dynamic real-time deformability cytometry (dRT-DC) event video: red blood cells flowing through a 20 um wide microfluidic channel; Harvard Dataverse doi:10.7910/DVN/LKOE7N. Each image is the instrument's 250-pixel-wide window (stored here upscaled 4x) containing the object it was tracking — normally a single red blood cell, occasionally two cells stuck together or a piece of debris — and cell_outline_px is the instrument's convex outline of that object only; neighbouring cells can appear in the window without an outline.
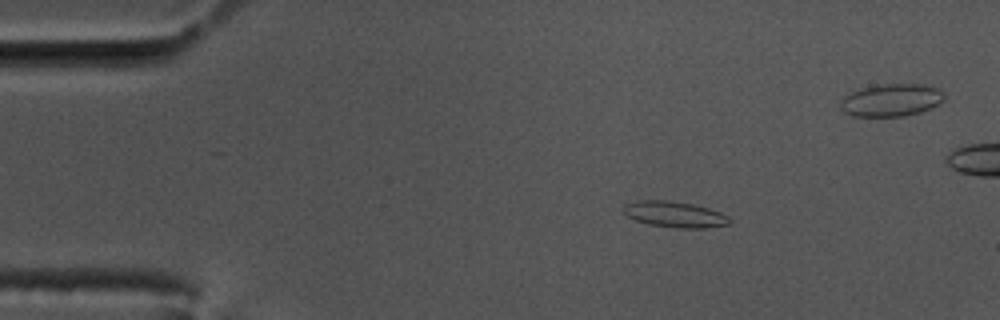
{"species": "common noctule bat (a hibernating species)", "species_latin": "Nyctalus noctula", "temperature_condition": "cold", "stored_images_in_passage": 59, "camera_frame_rate_fps": 3000, "um_per_image_px": 0.085, "animal": {"sex": "male", "body_mass_g": 17.5, "forearm_length_mm": 52.3}, "frame": {"image": 1, "passage_image": 10, "time_ms": 3.0, "image_size_px": [1000, 320], "cell_outline_px": [[732, 220], [728, 224], [704, 228], [676, 228], [648, 224], [636, 220], [628, 216], [624, 212], [624, 204], [636, 200], [668, 200], [692, 204], [708, 208], [720, 212], [728, 216]], "centroid_in_image_um": [57.35, 18.22], "position_along_channel_um": 27.7, "area_um2": 16.01}}
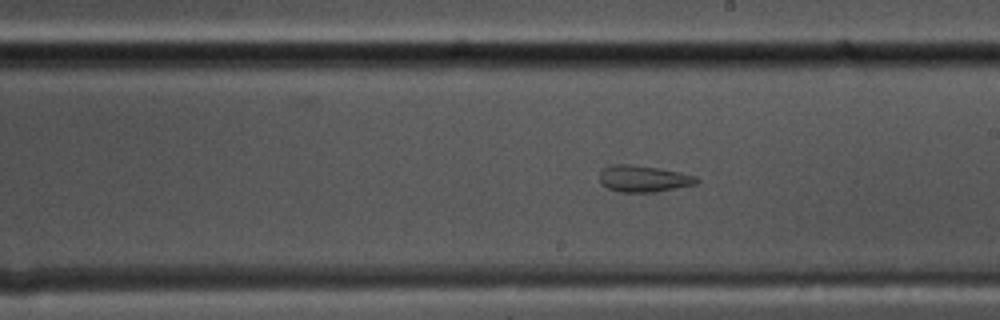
{"frame": {"image": 2, "passage_image": 33, "time_ms": 10.667, "image_size_px": [1000, 320], "cell_outline_px": [[700, 180], [696, 184], [656, 192], [620, 192], [608, 188], [600, 184], [600, 168], [608, 164], [632, 164], [680, 172], [696, 176]], "centroid_in_image_um": [54.65, 15.18], "position_along_channel_um": 234.3, "area_um2": 15.2}}
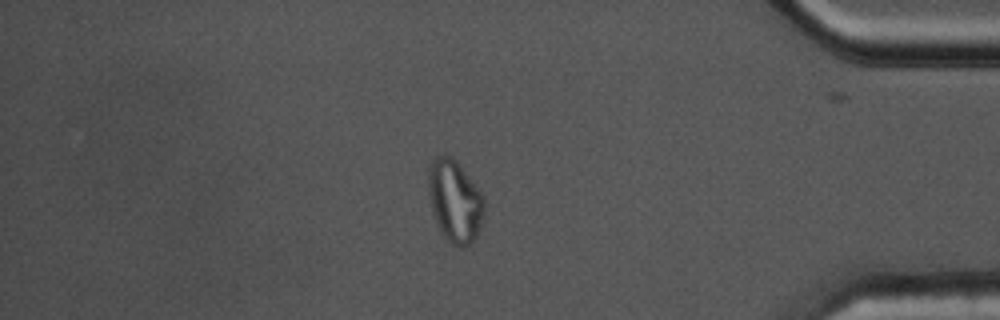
{"frame": {"image": 3, "passage_image": 50, "time_ms": 16.333, "image_size_px": [1000, 320], "cell_outline_px": [[484, 208], [480, 224], [476, 236], [464, 248], [460, 248], [452, 244], [440, 232], [432, 212], [428, 192], [428, 168], [432, 160], [436, 156], [448, 156], [456, 160], [460, 164], [484, 196]], "centroid_in_image_um": [38.64, 17.08], "position_along_channel_um": 396.6, "area_um2": 26.7}, "authors_computed_cell_mechanics": {"area_um2": 15.5482, "velocity_mm_per_s": 3.4355, "shape_relaxation_time_tau1_ms": null, "shape_relaxation_time_tau2_ms": 1.1902, "deformation_change_tau1": null, "deformation_change_tau2": 0.0763}}